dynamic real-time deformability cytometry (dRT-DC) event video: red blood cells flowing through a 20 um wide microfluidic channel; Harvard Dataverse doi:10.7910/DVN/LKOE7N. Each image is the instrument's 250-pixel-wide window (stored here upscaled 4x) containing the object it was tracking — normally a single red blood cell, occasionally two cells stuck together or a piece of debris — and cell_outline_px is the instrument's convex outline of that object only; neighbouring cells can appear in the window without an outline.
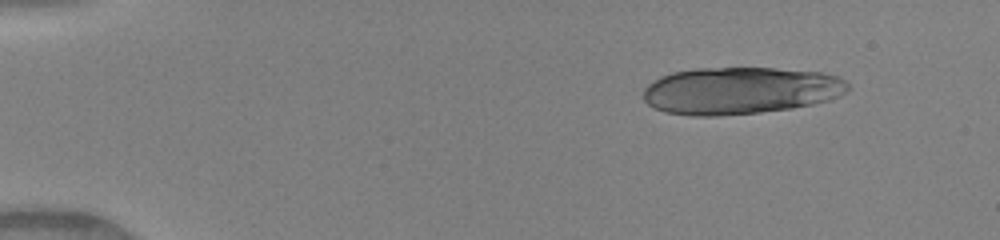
{"species": "human", "species_latin": "Homo sapiens", "temperature_condition": "warm", "stored_images_in_passage": 13, "camera_frame_rate_fps": 3000, "um_per_image_px": 0.085, "donor": {"sex": "female"}, "frame": {"image": 1, "passage_image": 1, "time_ms": 0.0, "image_size_px": [1000, 240], "cell_outline_px": [[848, 92], [840, 96], [828, 100], [812, 104], [792, 108], [760, 112], [716, 116], [692, 116], [664, 112], [648, 104], [644, 100], [644, 88], [648, 84], [660, 76], [672, 72], [696, 68], [772, 68], [820, 72], [836, 76], [844, 80], [848, 84]], "centroid_in_image_um": [62.91, 7.7], "position_along_channel_um": 22.1, "area_um2": 56.3}}